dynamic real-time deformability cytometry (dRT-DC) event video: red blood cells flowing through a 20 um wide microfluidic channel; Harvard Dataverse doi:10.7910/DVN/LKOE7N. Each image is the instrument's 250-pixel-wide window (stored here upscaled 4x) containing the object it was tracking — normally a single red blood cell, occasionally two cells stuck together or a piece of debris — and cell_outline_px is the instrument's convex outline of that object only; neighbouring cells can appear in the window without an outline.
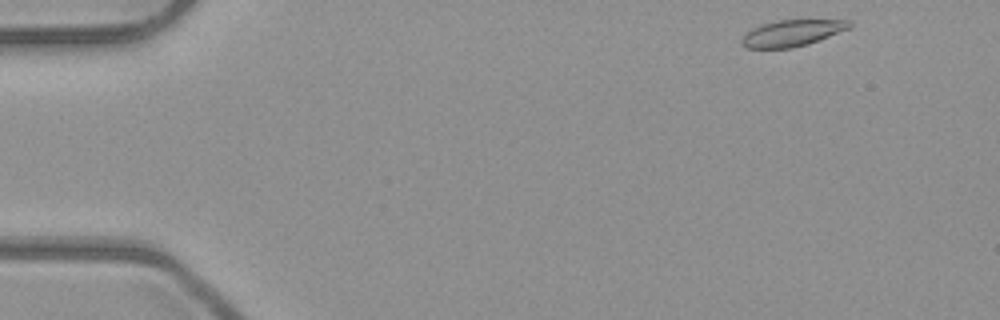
{"species": "common noctule bat (a hibernating species)", "species_latin": "Nyctalus noctula", "temperature_condition": "room temperature", "stored_images_in_passage": 48, "camera_frame_rate_fps": 3000, "um_per_image_px": 0.085, "animal": {"sex": "male", "body_mass_g": 23.1, "forearm_length_mm": 52.7}, "frame": {"image": 1, "passage_image": 1, "time_ms": 0.0, "image_size_px": [1000, 320], "cell_outline_px": [[852, 24], [848, 28], [808, 44], [792, 48], [744, 48], [740, 44], [740, 40], [752, 28], [776, 20], [852, 20]], "centroid_in_image_um": [67.28, 2.82], "position_along_channel_um": 17.7, "area_um2": 16.36}}
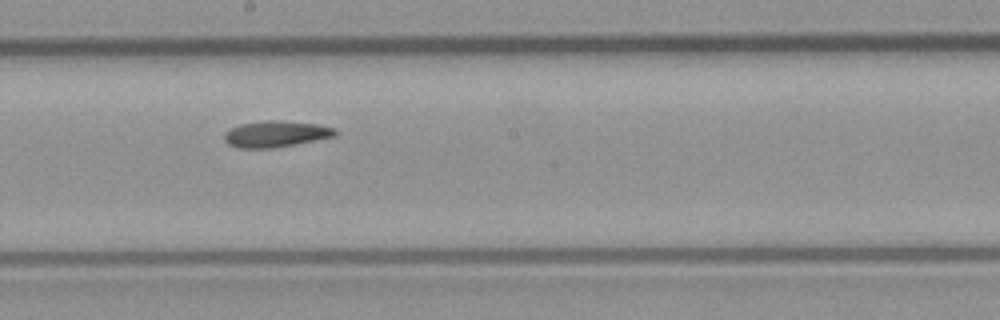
{"frame": {"image": 2, "passage_image": 25, "time_ms": 8.0, "image_size_px": [1000, 320], "cell_outline_px": [[340, 132], [336, 136], [316, 140], [272, 148], [236, 148], [228, 144], [224, 140], [224, 132], [240, 124], [264, 120], [280, 120], [320, 124], [336, 128]], "centroid_in_image_um": [23.48, 11.38], "position_along_channel_um": 224.7, "area_um2": 17.22}}
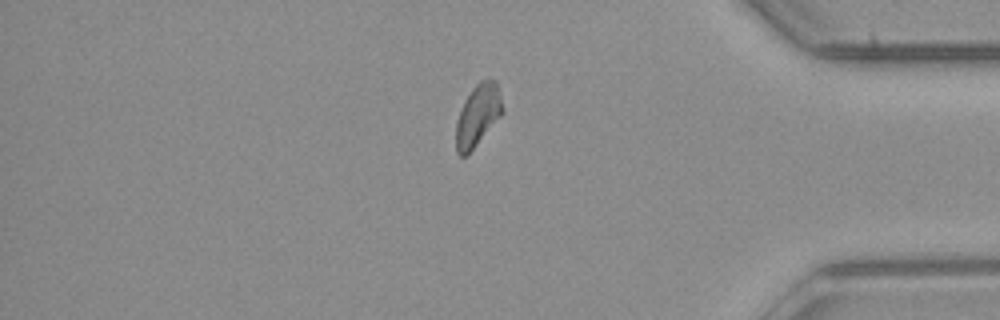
{"frame": {"image": 3, "passage_image": 40, "time_ms": 13.0, "image_size_px": [1000, 320], "cell_outline_px": [[504, 112], [472, 148], [464, 156], [460, 156], [456, 152], [456, 120], [464, 100], [472, 88], [480, 80], [496, 80], [504, 108]], "centroid_in_image_um": [40.61, 9.76], "position_along_channel_um": 394.6, "area_um2": 16.47}, "authors_computed_cell_mechanics": {"area_um2": 17.051, "velocity_mm_per_s": 3.966, "shape_relaxation_time_tau1_ms": null, "shape_relaxation_time_tau2_ms": 2.8003, "deformation_change_tau1": null, "deformation_change_tau2": 0.0792}}